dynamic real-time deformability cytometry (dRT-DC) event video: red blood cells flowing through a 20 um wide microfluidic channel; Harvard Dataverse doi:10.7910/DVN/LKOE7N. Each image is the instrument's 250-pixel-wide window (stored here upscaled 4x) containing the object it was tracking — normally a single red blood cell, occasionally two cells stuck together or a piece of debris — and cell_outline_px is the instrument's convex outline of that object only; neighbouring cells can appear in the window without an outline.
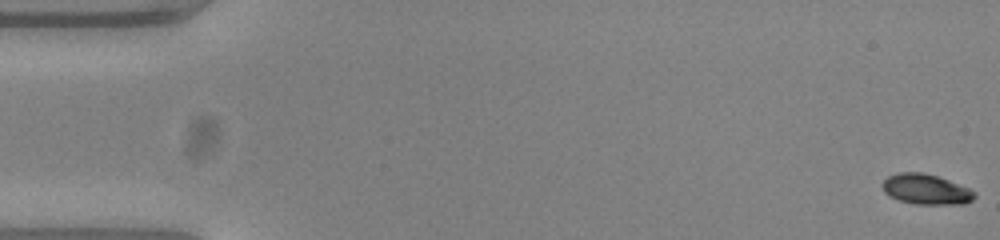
{"species": "common noctule bat (a hibernating species)", "species_latin": "Nyctalus noctula", "temperature_condition": "warm", "stored_images_in_passage": 55, "camera_frame_rate_fps": 3000, "um_per_image_px": 0.085, "animal": {"sex": "female", "body_mass_g": 23.0, "forearm_length_mm": 53.4}, "frame": {"image": 1, "passage_image": 1, "time_ms": 0.0, "image_size_px": [1000, 240], "cell_outline_px": [[976, 196], [972, 200], [964, 204], [916, 204], [900, 200], [888, 196], [884, 192], [880, 184], [888, 176], [896, 172], [924, 172], [948, 180], [968, 188], [976, 192]], "centroid_in_image_um": [78.68, 16.08], "position_along_channel_um": 6.3, "area_um2": 16.36}}
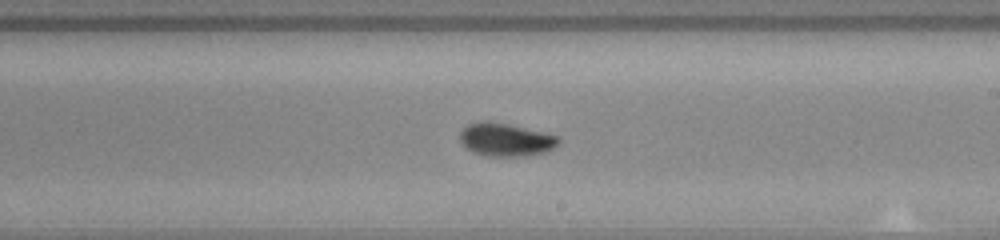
{"frame": {"image": 2, "passage_image": 32, "time_ms": 10.333, "image_size_px": [1000, 240], "cell_outline_px": [[560, 144], [548, 152], [524, 156], [484, 156], [472, 152], [460, 140], [460, 132], [468, 124], [480, 120], [488, 120], [508, 124], [544, 132], [560, 136]], "centroid_in_image_um": [43.02, 11.87], "position_along_channel_um": 246.0, "area_um2": 19.31}}
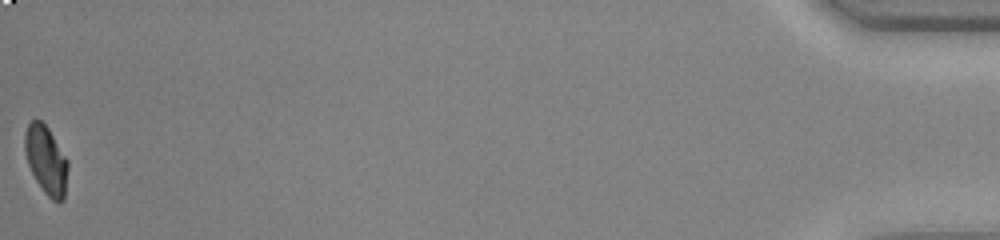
{"frame": {"image": 3, "passage_image": 55, "time_ms": 18.0, "image_size_px": [1000, 240], "cell_outline_px": [[68, 168], [64, 200], [60, 204], [52, 200], [44, 192], [36, 180], [28, 164], [24, 152], [24, 132], [28, 124], [32, 120], [40, 120], [48, 128], [68, 160]], "centroid_in_image_um": [3.92, 13.62], "position_along_channel_um": 431.3, "area_um2": 17.28}, "authors_computed_cell_mechanics": {"area_um2": 17.6868, "velocity_mm_per_s": 3.7682, "shape_relaxation_time_tau1_ms": 4.1229, "shape_relaxation_time_tau2_ms": 0.894, "deformation_change_tau1": 0.1516, "deformation_change_tau2": 0.036}}